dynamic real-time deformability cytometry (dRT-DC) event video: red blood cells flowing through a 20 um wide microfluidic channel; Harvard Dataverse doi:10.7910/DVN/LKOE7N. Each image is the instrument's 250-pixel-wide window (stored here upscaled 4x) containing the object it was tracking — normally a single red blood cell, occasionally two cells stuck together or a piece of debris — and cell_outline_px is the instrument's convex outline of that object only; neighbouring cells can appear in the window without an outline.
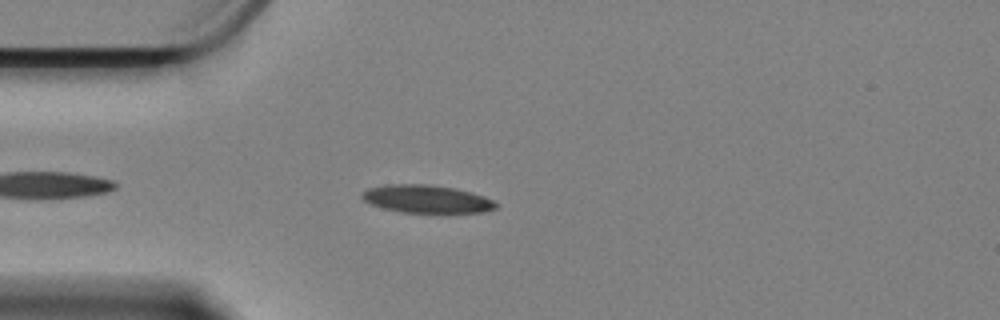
{"species": "Egyptian fruit bat (a non-hibernating species)", "species_latin": "Rousettus aegyptiacus", "temperature_condition": "cold", "stored_images_in_passage": 29, "camera_frame_rate_fps": 3000, "um_per_image_px": 0.085, "animal": {"sex": "female"}, "frame": {"image": 1, "passage_image": 2, "time_ms": 0.333, "image_size_px": [1000, 320], "cell_outline_px": [[496, 208], [484, 212], [400, 212], [368, 204], [360, 196], [368, 188], [388, 184], [424, 184], [456, 188], [484, 196], [492, 200], [496, 204]], "centroid_in_image_um": [36.23, 16.91], "position_along_channel_um": 48.8, "area_um2": 21.56}}
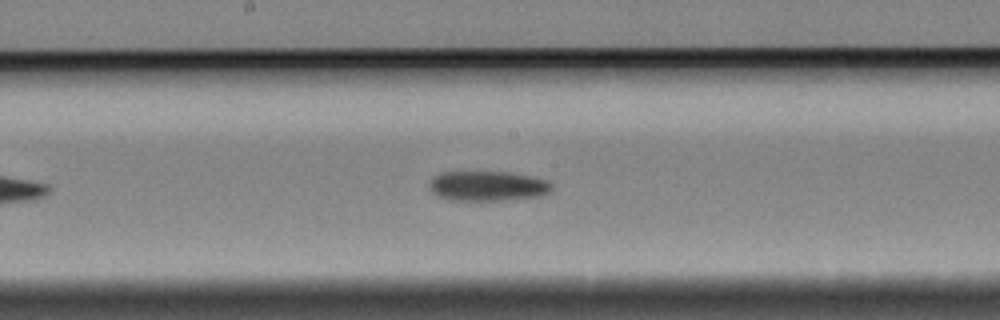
{"frame": {"image": 2, "passage_image": 17, "time_ms": 5.333, "image_size_px": [1000, 320], "cell_outline_px": [[552, 188], [544, 196], [500, 200], [448, 200], [436, 196], [432, 192], [428, 184], [432, 176], [440, 172], [508, 172], [532, 176], [548, 180], [552, 184]], "centroid_in_image_um": [41.43, 15.81], "position_along_channel_um": 206.8, "area_um2": 21.62}}
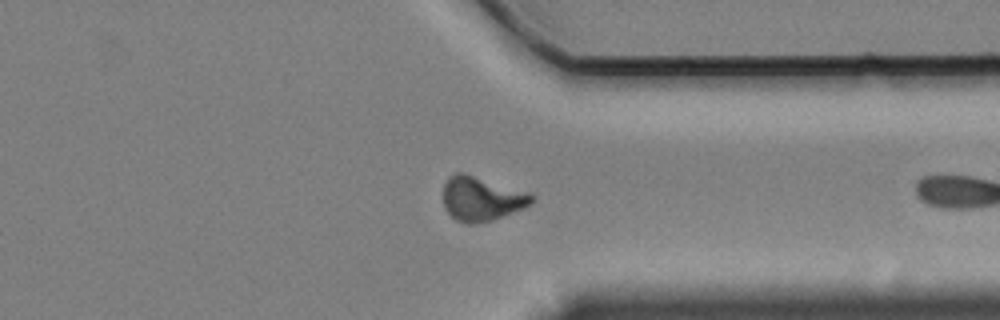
{"frame": {"image": 3, "passage_image": 28, "time_ms": 9.0, "image_size_px": [1000, 320], "cell_outline_px": [[532, 204], [524, 208], [492, 220], [472, 224], [464, 224], [456, 220], [444, 208], [444, 184], [448, 176], [456, 172], [464, 172], [528, 192], [532, 196]], "centroid_in_image_um": [40.9, 16.88], "position_along_channel_um": 370.5, "area_um2": 22.83}}